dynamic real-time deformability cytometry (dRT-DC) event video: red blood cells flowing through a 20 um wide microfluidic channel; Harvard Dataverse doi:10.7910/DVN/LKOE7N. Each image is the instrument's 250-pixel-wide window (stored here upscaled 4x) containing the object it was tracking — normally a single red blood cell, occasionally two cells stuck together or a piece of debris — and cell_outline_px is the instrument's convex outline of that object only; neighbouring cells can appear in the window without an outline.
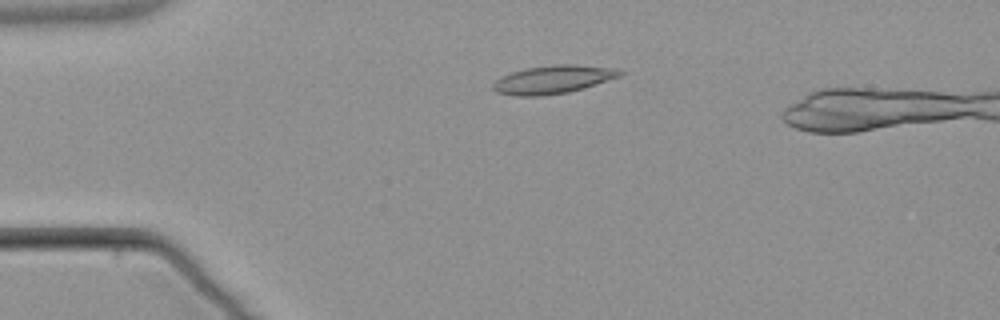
{"species": "common noctule bat (a hibernating species)", "species_latin": "Nyctalus noctula", "temperature_condition": "warm", "stored_images_in_passage": 7, "camera_frame_rate_fps": 3000, "um_per_image_px": 0.085, "animal": {"sex": "male", "body_mass_g": 21.5, "forearm_length_mm": 52.0}, "frame": {"image": 1, "passage_image": 4, "time_ms": 3.333, "image_size_px": [1000, 320], "cell_outline_px": [[624, 72], [620, 76], [584, 88], [568, 92], [544, 96], [516, 96], [496, 92], [492, 88], [492, 84], [500, 76], [512, 72], [528, 68], [552, 64], [576, 64], [612, 68]], "centroid_in_image_um": [46.97, 6.76], "position_along_channel_um": 38.0, "area_um2": 20.87}}